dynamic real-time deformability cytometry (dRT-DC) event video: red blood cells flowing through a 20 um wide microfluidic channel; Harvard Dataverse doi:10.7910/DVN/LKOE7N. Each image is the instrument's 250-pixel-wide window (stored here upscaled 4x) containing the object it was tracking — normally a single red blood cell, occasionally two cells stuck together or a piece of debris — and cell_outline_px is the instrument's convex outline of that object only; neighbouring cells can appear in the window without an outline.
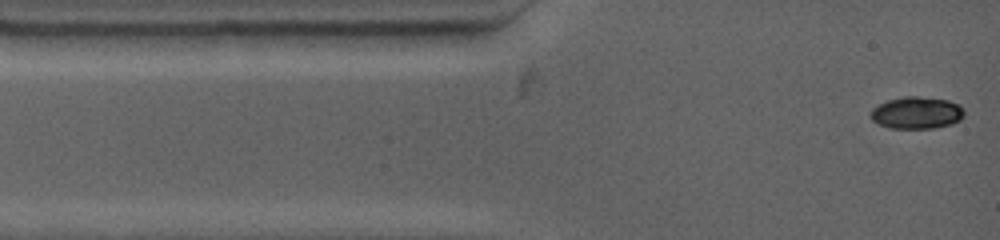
{"species": "common noctule bat (a hibernating species)", "species_latin": "Nyctalus noctula", "temperature_condition": "warm", "stored_images_in_passage": 17, "camera_frame_rate_fps": 4500, "um_per_image_px": 0.085, "animal": {"sex": "female", "body_mass_g": 19.0, "forearm_length_mm": 53.3}, "frame": {"image": 1, "passage_image": 1, "time_ms": 0.0, "image_size_px": [1000, 240], "cell_outline_px": [[964, 116], [960, 120], [952, 124], [932, 128], [888, 128], [872, 120], [872, 108], [888, 100], [904, 96], [916, 96], [948, 100], [956, 104], [964, 112]], "centroid_in_image_um": [77.91, 9.59], "position_along_channel_um": 7.1, "area_um2": 17.22}}
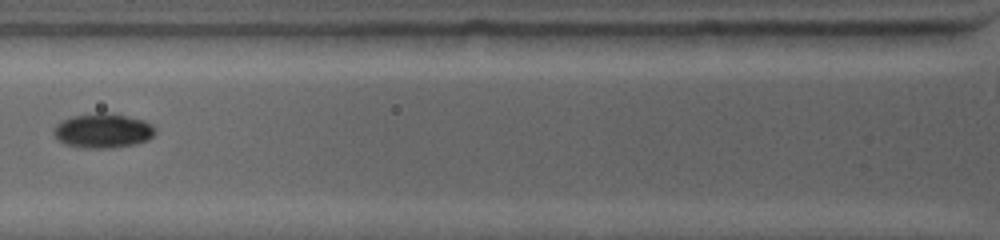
{"frame": {"image": 2, "passage_image": 7, "time_ms": 4.0, "image_size_px": [1000, 240], "cell_outline_px": [[156, 132], [148, 140], [136, 144], [112, 148], [80, 148], [64, 144], [52, 132], [52, 128], [56, 124], [72, 116], [100, 112], [112, 112], [144, 120], [152, 124], [156, 128]], "centroid_in_image_um": [8.76, 11.11], "position_along_channel_um": 117.0, "area_um2": 20.75}}
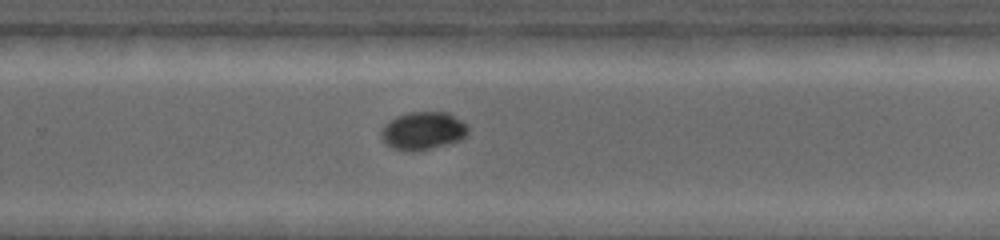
{"frame": {"image": 3, "passage_image": 14, "time_ms": 8.667, "image_size_px": [1000, 240], "cell_outline_px": [[468, 132], [460, 140], [412, 152], [408, 152], [392, 148], [380, 136], [380, 132], [384, 124], [396, 116], [408, 112], [448, 112], [460, 120], [468, 128]], "centroid_in_image_um": [35.91, 11.1], "position_along_channel_um": 293.9, "area_um2": 18.96}}